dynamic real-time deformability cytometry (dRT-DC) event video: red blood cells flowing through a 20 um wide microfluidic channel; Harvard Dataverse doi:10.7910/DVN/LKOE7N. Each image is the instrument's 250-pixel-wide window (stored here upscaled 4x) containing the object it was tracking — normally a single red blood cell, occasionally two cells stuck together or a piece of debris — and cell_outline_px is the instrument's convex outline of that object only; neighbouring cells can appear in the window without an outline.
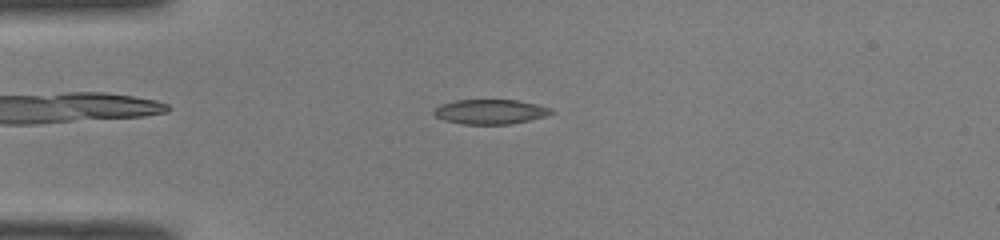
{"species": "common noctule bat (a hibernating species)", "species_latin": "Nyctalus noctula", "temperature_condition": "room temperature", "stored_images_in_passage": 49, "camera_frame_rate_fps": 3000, "um_per_image_px": 0.085, "animal": {"sex": "male", "body_mass_g": 19.0, "forearm_length_mm": 50.8}, "frame": {"image": 1, "passage_image": 12, "time_ms": 3.667, "image_size_px": [1000, 240], "cell_outline_px": [[552, 112], [544, 116], [528, 120], [508, 124], [464, 124], [444, 120], [436, 116], [432, 112], [440, 104], [456, 100], [516, 100], [536, 104], [552, 108]], "centroid_in_image_um": [41.64, 9.49], "position_along_channel_um": 43.4, "area_um2": 16.65}}
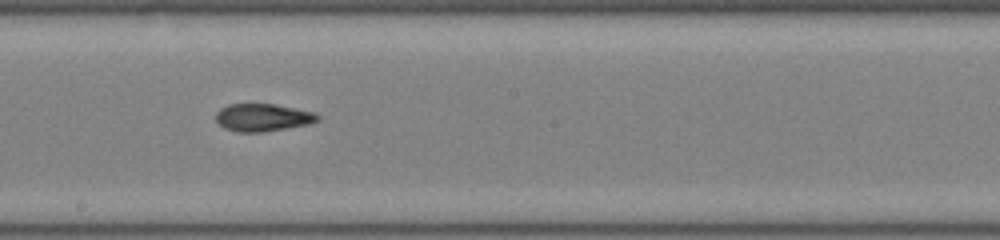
{"frame": {"image": 2, "passage_image": 27, "time_ms": 8.667, "image_size_px": [1000, 240], "cell_outline_px": [[320, 120], [308, 124], [264, 132], [236, 132], [224, 128], [216, 120], [216, 112], [220, 108], [228, 104], [276, 104], [316, 112], [320, 116]], "centroid_in_image_um": [22.35, 9.98], "position_along_channel_um": 225.8, "area_um2": 16.53}}
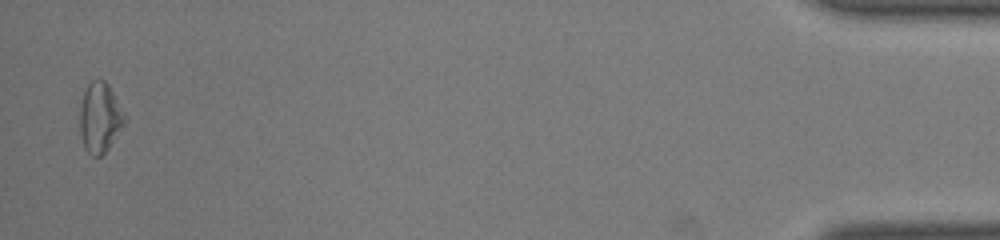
{"frame": {"image": 3, "passage_image": 48, "time_ms": 15.667, "image_size_px": [1000, 240], "cell_outline_px": [[128, 120], [108, 148], [100, 156], [92, 156], [84, 148], [80, 132], [80, 104], [84, 92], [88, 84], [92, 80], [104, 80], [108, 84]], "centroid_in_image_um": [8.49, 10.0], "position_along_channel_um": 426.7, "area_um2": 18.21}, "authors_computed_cell_mechanics": {"area_um2": 16.7042, "velocity_mm_per_s": 4.1079, "shape_relaxation_time_tau1_ms": null, "shape_relaxation_time_tau2_ms": 5.3381, "deformation_change_tau1": null, "deformation_change_tau2": 0.1459}}